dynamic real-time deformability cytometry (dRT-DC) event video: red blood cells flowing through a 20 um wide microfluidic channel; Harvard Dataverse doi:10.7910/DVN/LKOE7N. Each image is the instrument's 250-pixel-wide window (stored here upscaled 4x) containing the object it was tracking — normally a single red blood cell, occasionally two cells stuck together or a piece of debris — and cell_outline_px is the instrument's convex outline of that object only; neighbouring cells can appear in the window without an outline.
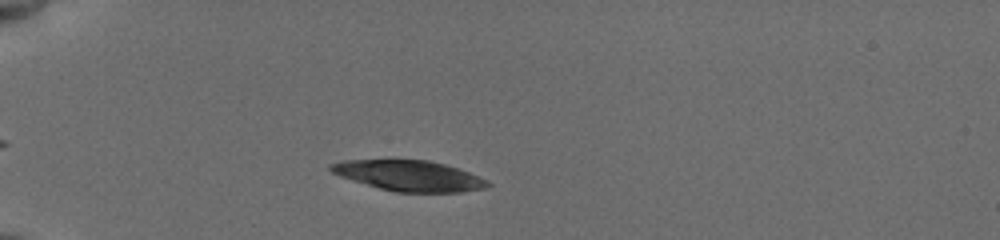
{"species": "common noctule bat (a hibernating species)", "species_latin": "Nyctalus noctula", "temperature_condition": "cold", "stored_images_in_passage": 9, "camera_frame_rate_fps": 3000, "um_per_image_px": 0.085, "animal": {"sex": "female", "body_mass_g": 19.5, "forearm_length_mm": 54.1}, "frame": {"image": 1, "passage_image": 3, "time_ms": 1.667, "image_size_px": [1000, 240], "cell_outline_px": [[492, 184], [488, 188], [464, 192], [396, 192], [380, 188], [352, 180], [340, 176], [332, 172], [328, 168], [328, 164], [344, 160], [428, 160], [444, 164], [468, 172], [488, 180]], "centroid_in_image_um": [34.8, 14.94], "position_along_channel_um": 50.2, "area_um2": 27.86}}
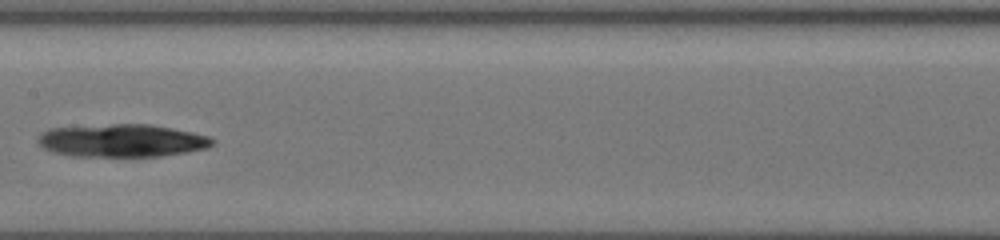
{"frame": {"image": 2, "passage_image": 7, "time_ms": 6.333, "image_size_px": [1000, 240], "cell_outline_px": [[216, 144], [208, 148], [188, 152], [164, 156], [68, 156], [52, 152], [44, 148], [36, 140], [36, 136], [48, 128], [112, 124], [148, 124], [172, 128], [192, 132], [208, 136], [216, 140]], "centroid_in_image_um": [10.37, 11.95], "position_along_channel_um": 197.0, "area_um2": 33.76}}
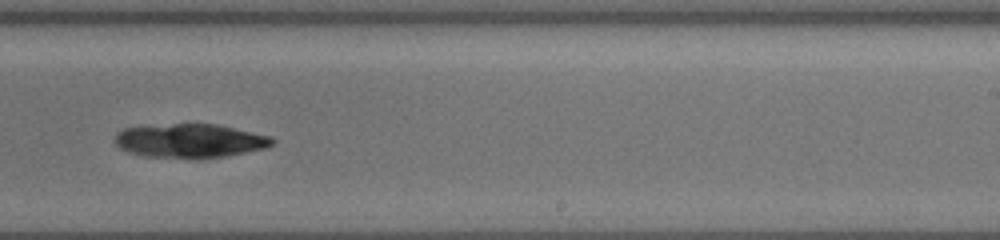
{"frame": {"image": 3, "passage_image": 9, "time_ms": 8.333, "image_size_px": [1000, 240], "cell_outline_px": [[276, 144], [268, 148], [228, 156], [144, 156], [128, 152], [120, 148], [116, 144], [116, 132], [124, 128], [172, 124], [216, 124], [272, 136], [276, 140]], "centroid_in_image_um": [16.23, 11.94], "position_along_channel_um": 272.8, "area_um2": 30.52}}